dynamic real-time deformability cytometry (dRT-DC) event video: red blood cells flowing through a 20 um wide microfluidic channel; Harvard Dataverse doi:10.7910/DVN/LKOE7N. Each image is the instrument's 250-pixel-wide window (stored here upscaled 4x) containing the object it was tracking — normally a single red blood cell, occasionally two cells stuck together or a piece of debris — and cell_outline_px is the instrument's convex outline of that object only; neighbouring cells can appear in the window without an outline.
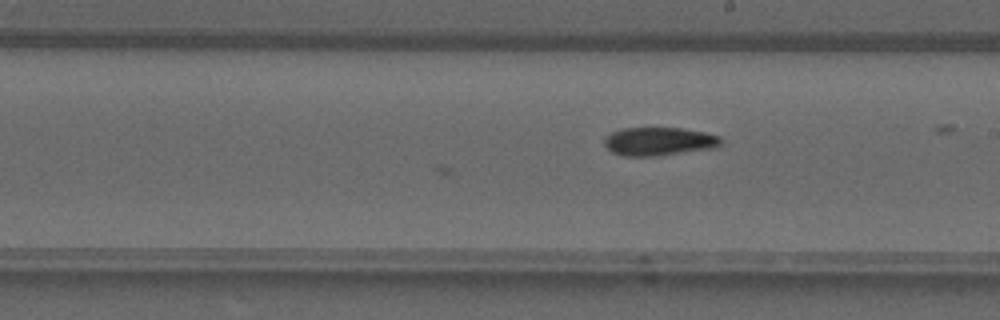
{"species": "common noctule bat (a hibernating species)", "species_latin": "Nyctalus noctula", "temperature_condition": "warm", "stored_images_in_passage": 10, "camera_frame_rate_fps": 3000, "um_per_image_px": 0.085, "animal": {"sex": "male", "forearm_length_mm": 52.5}, "frame": {"image": 1, "passage_image": 10, "time_ms": 3.0, "image_size_px": [1000, 320], "cell_outline_px": [[720, 144], [716, 148], [656, 156], [624, 156], [612, 152], [604, 144], [604, 136], [612, 132], [624, 128], [680, 128], [704, 132], [720, 136]], "centroid_in_image_um": [56.0, 12.02], "position_along_channel_um": 233.0, "area_um2": 19.25}}